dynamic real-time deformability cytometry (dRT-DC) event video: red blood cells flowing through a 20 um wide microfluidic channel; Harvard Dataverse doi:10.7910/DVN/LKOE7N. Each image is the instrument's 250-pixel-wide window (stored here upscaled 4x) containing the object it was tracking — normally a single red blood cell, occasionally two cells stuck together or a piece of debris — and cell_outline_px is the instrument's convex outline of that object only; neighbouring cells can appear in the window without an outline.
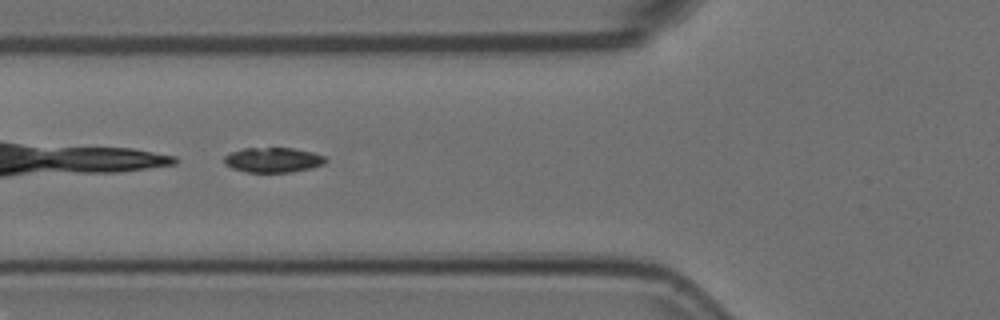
{"species": "Egyptian fruit bat (a non-hibernating species)", "species_latin": "Rousettus aegyptiacus", "temperature_condition": "room temperature", "stored_images_in_passage": 38, "camera_frame_rate_fps": 3000, "um_per_image_px": 0.085, "animal": {"sex": "female"}, "frame": {"image": 1, "passage_image": 8, "time_ms": 2.333, "image_size_px": [1000, 320], "cell_outline_px": [[328, 160], [324, 164], [312, 168], [292, 172], [244, 172], [232, 168], [224, 164], [224, 156], [232, 152], [244, 148], [292, 148], [312, 152], [324, 156]], "centroid_in_image_um": [23.21, 13.6], "position_along_channel_um": 102.6, "area_um2": 14.8}}
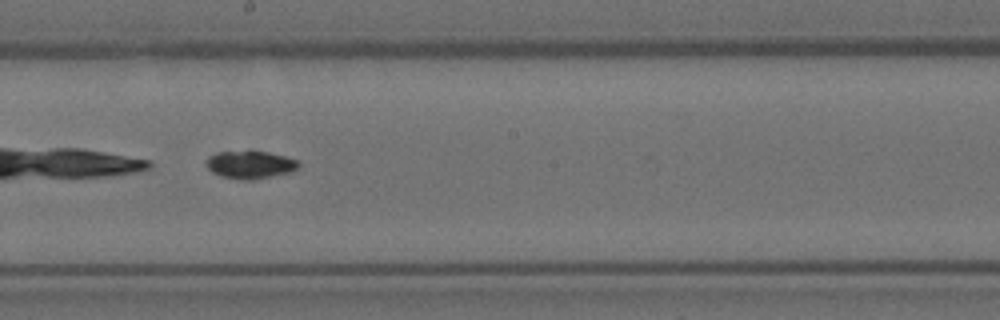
{"frame": {"image": 2, "passage_image": 18, "time_ms": 5.667, "image_size_px": [1000, 320], "cell_outline_px": [[300, 168], [288, 172], [252, 180], [240, 180], [220, 176], [212, 172], [204, 164], [208, 156], [216, 152], [268, 152], [284, 156], [296, 160], [300, 164]], "centroid_in_image_um": [21.22, 14.01], "position_along_channel_um": 227.0, "area_um2": 14.8}}
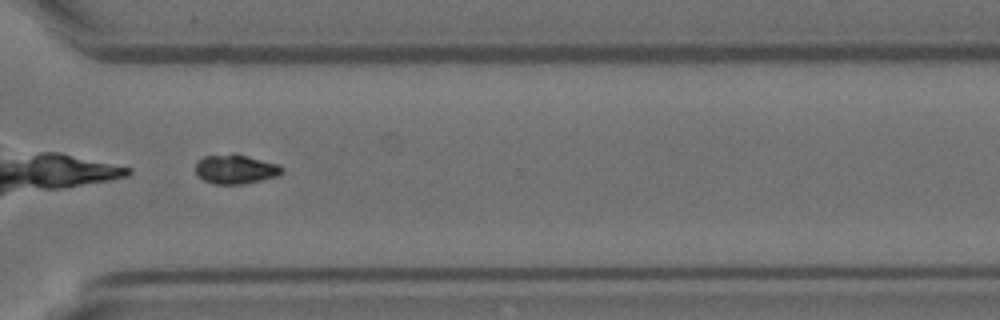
{"frame": {"image": 3, "passage_image": 28, "time_ms": 9.0, "image_size_px": [1000, 320], "cell_outline_px": [[284, 172], [276, 176], [244, 184], [216, 184], [204, 180], [196, 172], [196, 164], [204, 156], [244, 156], [280, 164], [284, 168]], "centroid_in_image_um": [20.07, 14.42], "position_along_channel_um": 350.5, "area_um2": 14.1}}